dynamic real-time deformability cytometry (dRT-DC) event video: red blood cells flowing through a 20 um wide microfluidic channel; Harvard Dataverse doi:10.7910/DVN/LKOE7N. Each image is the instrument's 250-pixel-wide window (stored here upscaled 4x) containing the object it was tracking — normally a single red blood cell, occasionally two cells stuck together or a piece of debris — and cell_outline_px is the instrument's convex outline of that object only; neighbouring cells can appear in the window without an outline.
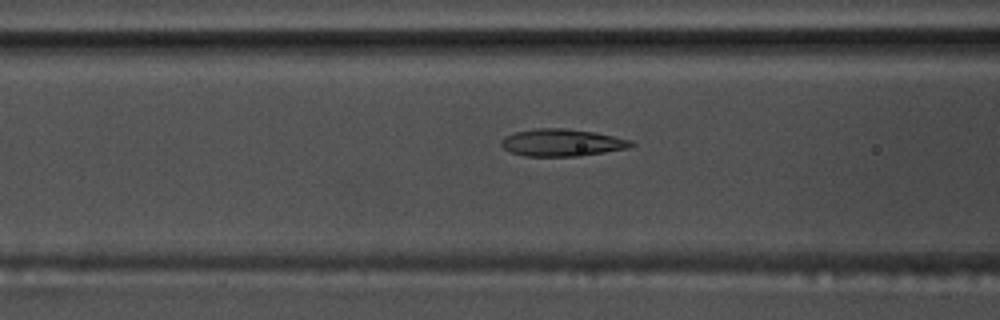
{"species": "common noctule bat (a hibernating species)", "species_latin": "Nyctalus noctula", "temperature_condition": "warm", "stored_images_in_passage": 38, "camera_frame_rate_fps": 3000, "um_per_image_px": 0.085, "animal": {"sex": "male", "body_mass_g": 17.5, "forearm_length_mm": 52.3}, "frame": {"image": 1, "passage_image": 5, "time_ms": 1.333, "image_size_px": [1000, 320], "cell_outline_px": [[636, 144], [628, 148], [580, 156], [524, 156], [508, 152], [500, 144], [500, 140], [504, 136], [512, 132], [536, 128], [564, 128], [596, 132], [632, 140]], "centroid_in_image_um": [47.73, 12.12], "position_along_channel_um": 118.9, "area_um2": 20.92}}
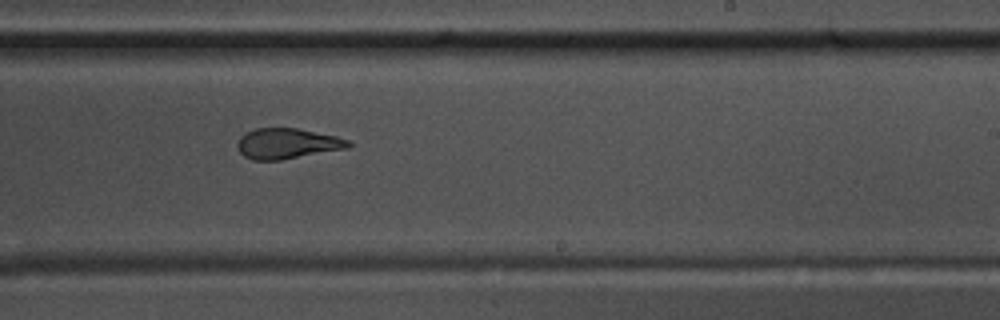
{"frame": {"image": 2, "passage_image": 17, "time_ms": 5.333, "image_size_px": [1000, 320], "cell_outline_px": [[352, 144], [348, 148], [280, 160], [252, 160], [244, 156], [240, 152], [236, 144], [240, 136], [256, 128], [296, 128], [336, 136], [348, 140]], "centroid_in_image_um": [24.4, 12.2], "position_along_channel_um": 264.6, "area_um2": 19.59}}
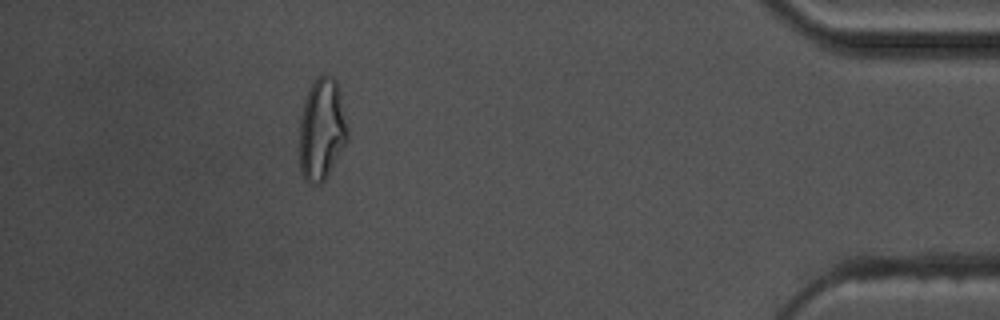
{"frame": {"image": 3, "passage_image": 33, "time_ms": 10.667, "image_size_px": [1000, 320], "cell_outline_px": [[348, 140], [324, 180], [320, 184], [316, 184], [304, 180], [300, 172], [300, 116], [304, 100], [308, 88], [316, 76], [324, 72], [332, 76], [336, 80], [340, 92], [348, 128]], "centroid_in_image_um": [27.34, 10.94], "position_along_channel_um": 407.9, "area_um2": 28.96}, "authors_computed_cell_mechanics": {"area_um2": 20.4901, "velocity_mm_per_s": 3.6568, "shape_relaxation_time_tau1_ms": 5.8696, "shape_relaxation_time_tau2_ms": 1.3854, "deformation_change_tau1": 0.2096, "deformation_change_tau2": 0.0884}}